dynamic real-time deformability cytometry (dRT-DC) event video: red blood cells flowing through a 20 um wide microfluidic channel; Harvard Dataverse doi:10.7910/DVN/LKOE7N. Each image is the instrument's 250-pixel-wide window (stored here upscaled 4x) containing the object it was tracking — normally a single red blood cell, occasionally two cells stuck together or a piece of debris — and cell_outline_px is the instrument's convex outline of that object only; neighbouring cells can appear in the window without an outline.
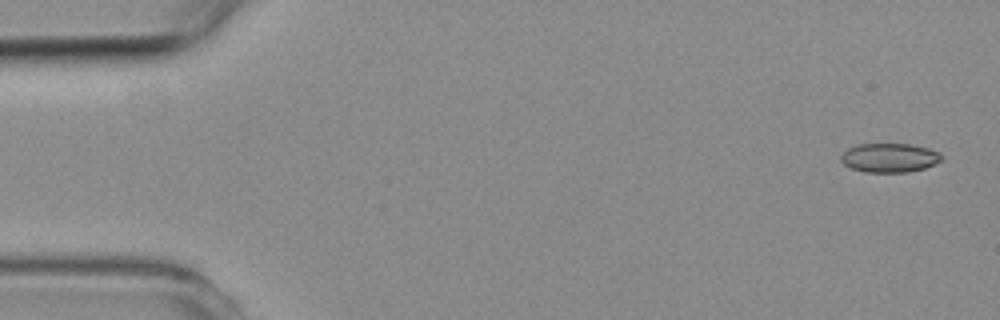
{"species": "common noctule bat (a hibernating species)", "species_latin": "Nyctalus noctula", "temperature_condition": "room temperature", "stored_images_in_passage": 5, "camera_frame_rate_fps": 3000, "um_per_image_px": 0.085, "animal": {"sex": "female", "body_mass_g": 19.3, "forearm_length_mm": 54.1}, "frame": {"image": 1, "passage_image": 1, "time_ms": 0.0, "image_size_px": [1000, 320], "cell_outline_px": [[940, 160], [924, 168], [908, 172], [864, 172], [852, 168], [844, 164], [840, 160], [840, 156], [848, 148], [856, 144], [908, 144], [928, 148], [940, 152]], "centroid_in_image_um": [75.56, 13.4], "position_along_channel_um": 9.4, "area_um2": 16.88}}
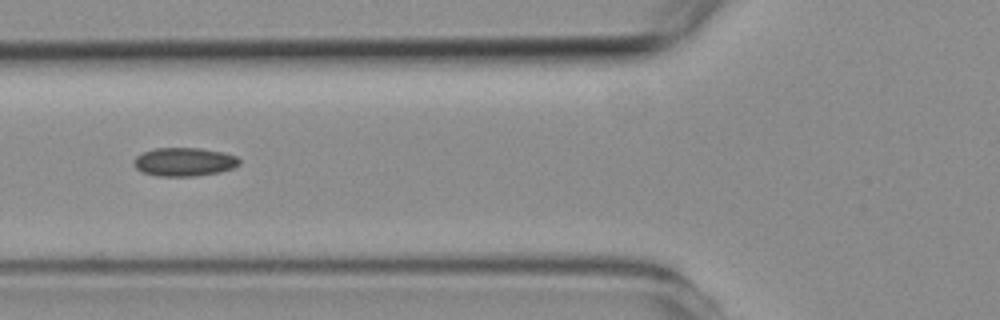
{"frame": {"image": 2, "passage_image": 5, "time_ms": 5.667, "image_size_px": [1000, 320], "cell_outline_px": [[240, 164], [232, 168], [220, 172], [196, 176], [156, 176], [140, 172], [132, 164], [132, 160], [136, 156], [144, 152], [156, 148], [200, 148], [224, 152], [236, 156], [240, 160]], "centroid_in_image_um": [15.63, 13.76], "position_along_channel_um": 110.2, "area_um2": 17.74}}